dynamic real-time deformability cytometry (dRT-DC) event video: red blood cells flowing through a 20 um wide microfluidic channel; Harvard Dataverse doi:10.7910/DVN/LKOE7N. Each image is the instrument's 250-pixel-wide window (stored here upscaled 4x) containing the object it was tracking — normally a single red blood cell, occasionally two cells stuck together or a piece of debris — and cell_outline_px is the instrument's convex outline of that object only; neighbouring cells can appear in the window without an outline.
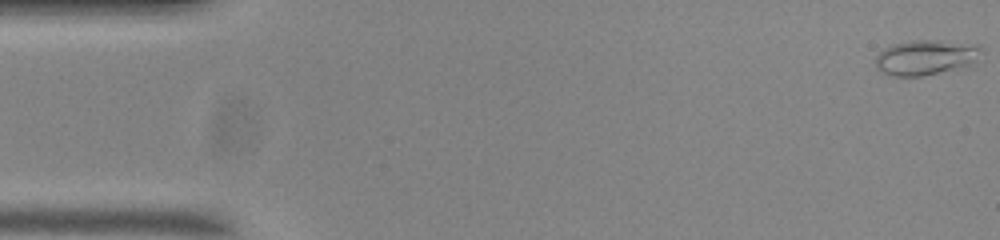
{"species": "common noctule bat (a hibernating species)", "species_latin": "Nyctalus noctula", "temperature_condition": "room temperature", "stored_images_in_passage": 55, "camera_frame_rate_fps": 3000, "um_per_image_px": 0.085, "animal": {"sex": "male", "body_mass_g": 20.0, "forearm_length_mm": 53.3}, "frame": {"image": 1, "passage_image": 1, "time_ms": 0.0, "image_size_px": [1000, 240], "cell_outline_px": [[984, 48], [972, 68], [920, 76], [892, 76], [880, 72], [876, 68], [876, 56], [884, 48], [892, 44], [912, 40], [936, 40], [980, 44]], "centroid_in_image_um": [78.79, 4.89], "position_along_channel_um": 6.2, "area_um2": 22.54}}
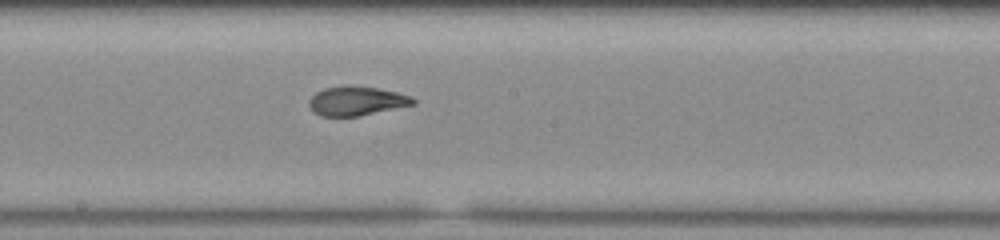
{"frame": {"image": 2, "passage_image": 29, "time_ms": 9.333, "image_size_px": [1000, 240], "cell_outline_px": [[416, 104], [360, 116], [320, 116], [312, 112], [308, 104], [308, 100], [316, 92], [324, 88], [344, 84], [352, 84], [376, 88], [396, 92], [412, 96], [416, 100]], "centroid_in_image_um": [30.28, 8.57], "position_along_channel_um": 217.9, "area_um2": 18.09}}
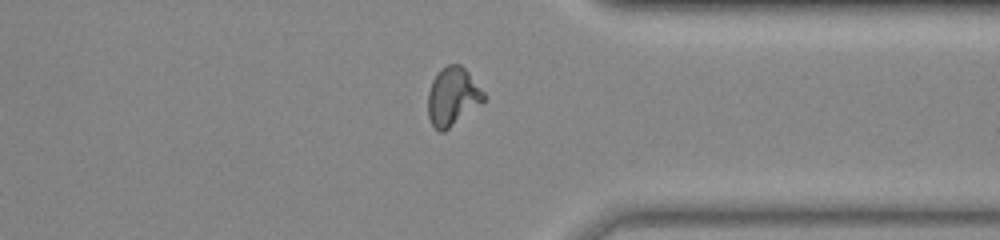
{"frame": {"image": 3, "passage_image": 42, "time_ms": 13.667, "image_size_px": [1000, 240], "cell_outline_px": [[488, 96], [480, 104], [444, 132], [440, 132], [432, 124], [428, 116], [428, 92], [432, 80], [440, 68], [448, 64], [460, 64], [468, 72]], "centroid_in_image_um": [38.47, 8.19], "position_along_channel_um": 372.9, "area_um2": 18.96}, "authors_computed_cell_mechanics": {"area_um2": 18.496, "velocity_mm_per_s": 3.7125, "shape_relaxation_time_tau1_ms": 11.1132, "shape_relaxation_time_tau2_ms": 1.1037, "deformation_change_tau1": 0.3269, "deformation_change_tau2": 0.0604}}